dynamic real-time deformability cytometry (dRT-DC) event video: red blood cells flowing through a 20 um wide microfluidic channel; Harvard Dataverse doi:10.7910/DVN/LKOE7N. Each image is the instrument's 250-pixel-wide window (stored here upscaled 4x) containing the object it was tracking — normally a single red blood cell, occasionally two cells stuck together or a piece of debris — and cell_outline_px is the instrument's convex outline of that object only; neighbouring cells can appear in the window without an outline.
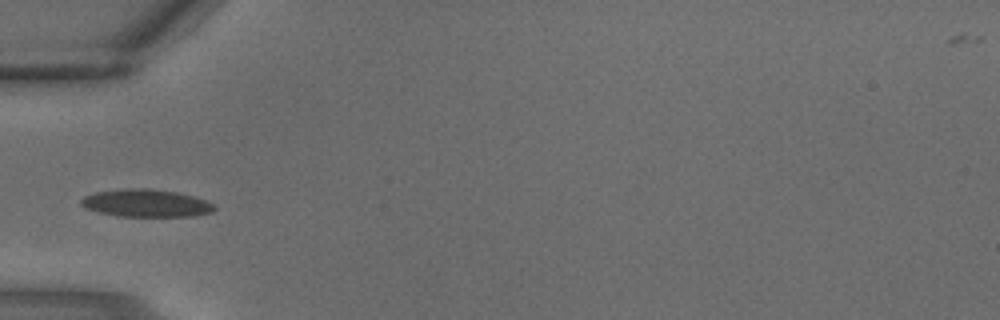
{"species": "common noctule bat (a hibernating species)", "species_latin": "Nyctalus noctula", "temperature_condition": "warm", "stored_images_in_passage": 2, "camera_frame_rate_fps": 3000, "um_per_image_px": 0.085, "animal": {"sex": "male", "body_mass_g": 18.8}, "frame": {"image": 1, "passage_image": 2, "time_ms": 0.333, "image_size_px": [1000, 320], "cell_outline_px": [[216, 208], [212, 212], [192, 216], [120, 216], [96, 212], [84, 208], [80, 204], [80, 200], [84, 196], [96, 192], [124, 188], [148, 188], [176, 192], [192, 196], [216, 204]], "centroid_in_image_um": [12.39, 17.27], "position_along_channel_um": 72.6, "area_um2": 21.5}}